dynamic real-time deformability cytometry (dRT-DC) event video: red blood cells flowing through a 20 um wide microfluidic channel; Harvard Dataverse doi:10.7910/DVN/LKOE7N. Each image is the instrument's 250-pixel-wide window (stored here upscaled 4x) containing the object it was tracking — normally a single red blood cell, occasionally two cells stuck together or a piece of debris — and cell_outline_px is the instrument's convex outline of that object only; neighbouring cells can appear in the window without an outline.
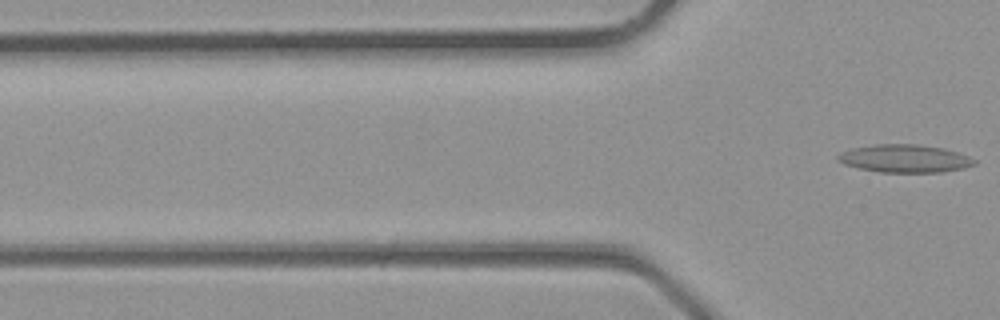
{"species": "common noctule bat (a hibernating species)", "species_latin": "Nyctalus noctula", "temperature_condition": "room temperature", "stored_images_in_passage": 4, "segment_of_instrument_passage": [2, 2], "camera_frame_rate_fps": 3000, "um_per_image_px": 0.085, "animal": {"sex": "male", "body_mass_g": 23.1, "forearm_length_mm": 52.7}, "frame": {"image": 1, "passage_image": 4, "time_ms": 1.0, "image_size_px": [1000, 320], "cell_outline_px": [[976, 164], [964, 168], [940, 172], [880, 172], [860, 168], [844, 164], [836, 160], [836, 156], [840, 152], [852, 148], [876, 144], [916, 144], [944, 148], [968, 156], [976, 160]], "centroid_in_image_um": [76.88, 13.47], "position_along_channel_um": 48.9, "area_um2": 22.14}}